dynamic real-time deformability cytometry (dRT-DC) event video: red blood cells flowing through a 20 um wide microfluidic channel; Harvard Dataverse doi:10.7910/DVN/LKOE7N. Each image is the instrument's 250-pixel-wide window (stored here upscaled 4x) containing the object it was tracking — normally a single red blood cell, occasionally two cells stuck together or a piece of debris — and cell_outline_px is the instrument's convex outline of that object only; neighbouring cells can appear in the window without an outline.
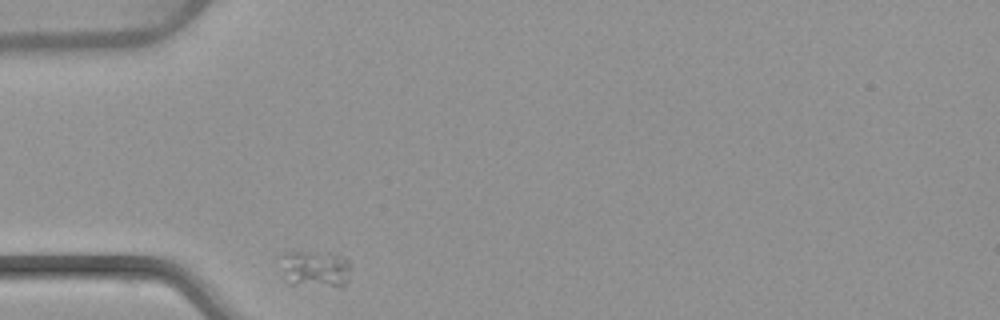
{"species": "common noctule bat (a hibernating species)", "species_latin": "Nyctalus noctula", "temperature_condition": "warm", "stored_images_in_passage": 1, "camera_frame_rate_fps": 3000, "um_per_image_px": 0.085, "animal": {"sex": "female", "body_mass_g": 22.7, "forearm_length_mm": 54.2}, "frame": {"image": 1, "passage_image": 1, "time_ms": 0.0, "image_size_px": [1000, 320], "cell_outline_px": [[348, 280], [344, 288], [288, 284], [276, 256], [280, 252], [304, 252], [344, 256], [348, 260]], "centroid_in_image_um": [26.71, 22.88], "position_along_channel_um": 58.3, "area_um2": 15.43}}